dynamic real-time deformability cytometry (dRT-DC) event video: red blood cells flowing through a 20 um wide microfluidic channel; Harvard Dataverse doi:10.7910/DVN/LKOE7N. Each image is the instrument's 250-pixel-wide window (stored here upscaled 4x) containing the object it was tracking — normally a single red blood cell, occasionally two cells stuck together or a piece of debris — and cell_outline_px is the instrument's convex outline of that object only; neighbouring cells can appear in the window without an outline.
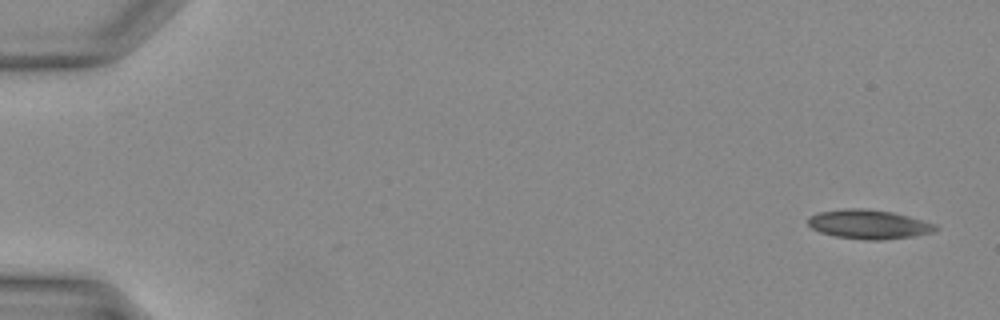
{"species": "Egyptian fruit bat (a non-hibernating species)", "species_latin": "Rousettus aegyptiacus", "temperature_condition": "warm", "stored_images_in_passage": 40, "segment_of_instrument_passage": [1, 2], "camera_frame_rate_fps": 3000, "um_per_image_px": 0.085, "animal": {"sex": "female"}, "frame": {"image": 1, "passage_image": 1, "time_ms": 0.0, "image_size_px": [1000, 320], "cell_outline_px": [[936, 228], [932, 232], [912, 236], [880, 240], [864, 240], [836, 236], [820, 232], [812, 228], [808, 224], [808, 216], [820, 212], [848, 208], [864, 208], [892, 212], [908, 216], [936, 224]], "centroid_in_image_um": [73.81, 19.06], "position_along_channel_um": 11.2, "area_um2": 21.44}}
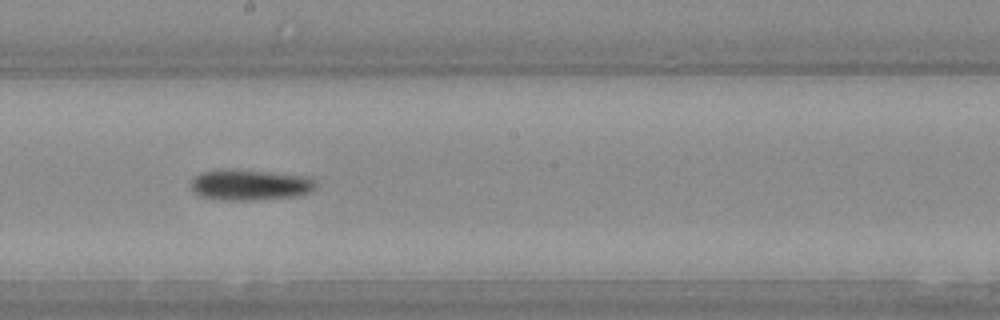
{"frame": {"image": 2, "passage_image": 22, "time_ms": 7.0, "image_size_px": [1000, 320], "cell_outline_px": [[316, 188], [312, 192], [300, 196], [252, 200], [228, 200], [200, 196], [192, 188], [192, 180], [200, 172], [224, 168], [232, 168], [312, 176], [316, 180]], "centroid_in_image_um": [21.34, 15.69], "position_along_channel_um": 226.9, "area_um2": 22.89}}
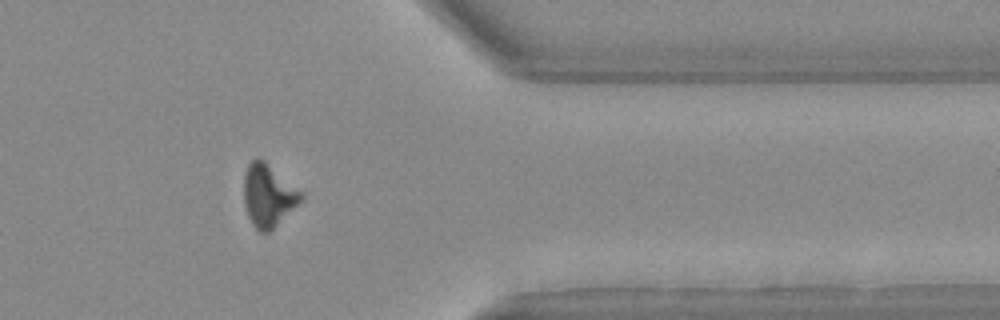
{"frame": {"image": 3, "passage_image": 32, "time_ms": 10.333, "image_size_px": [1000, 320], "cell_outline_px": [[304, 200], [268, 232], [260, 232], [252, 224], [248, 216], [244, 204], [244, 176], [248, 164], [256, 156], [260, 156], [300, 192], [304, 196]], "centroid_in_image_um": [22.78, 16.6], "position_along_channel_um": 388.6, "area_um2": 20.63}}